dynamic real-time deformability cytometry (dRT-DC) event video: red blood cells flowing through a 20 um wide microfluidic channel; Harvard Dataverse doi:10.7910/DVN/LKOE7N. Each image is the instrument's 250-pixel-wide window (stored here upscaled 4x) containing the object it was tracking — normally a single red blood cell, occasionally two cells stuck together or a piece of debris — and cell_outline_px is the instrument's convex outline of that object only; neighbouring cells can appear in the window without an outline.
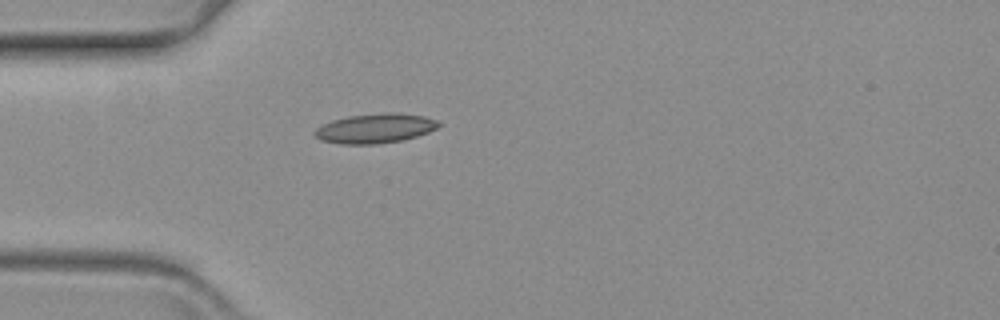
{"species": "common noctule bat (a hibernating species)", "species_latin": "Nyctalus noctula", "temperature_condition": "warm", "stored_images_in_passage": 10, "camera_frame_rate_fps": 3000, "um_per_image_px": 0.085, "animal": {"sex": "female", "body_mass_g": 19.3, "forearm_length_mm": 54.1}, "frame": {"image": 1, "passage_image": 1, "time_ms": 0.0, "image_size_px": [1000, 320], "cell_outline_px": [[440, 124], [436, 128], [428, 132], [404, 140], [380, 144], [340, 144], [320, 140], [312, 132], [316, 128], [332, 120], [348, 116], [384, 112], [396, 112], [424, 116], [436, 120]], "centroid_in_image_um": [31.87, 10.91], "position_along_channel_um": 53.1, "area_um2": 21.44}}
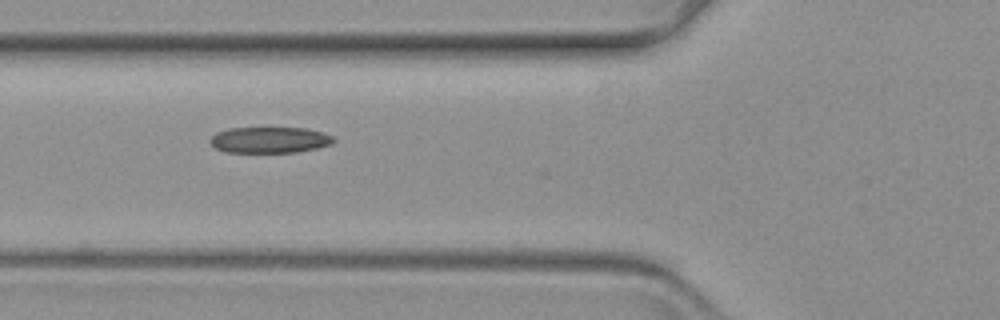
{"frame": {"image": 2, "passage_image": 6, "time_ms": 1.667, "image_size_px": [1000, 320], "cell_outline_px": [[336, 140], [332, 144], [316, 148], [296, 152], [224, 152], [216, 148], [208, 140], [216, 132], [228, 128], [308, 128], [332, 136]], "centroid_in_image_um": [22.9, 11.89], "position_along_channel_um": 102.9, "area_um2": 18.73}}
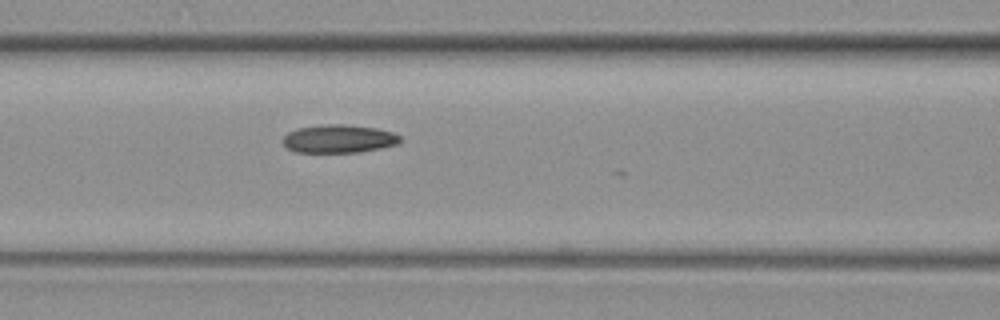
{"frame": {"image": 3, "passage_image": 9, "time_ms": 2.667, "image_size_px": [1000, 320], "cell_outline_px": [[404, 140], [396, 144], [380, 148], [356, 152], [296, 152], [288, 148], [284, 144], [284, 136], [288, 132], [296, 128], [320, 124], [344, 124], [376, 128], [392, 132], [400, 136]], "centroid_in_image_um": [28.8, 11.78], "position_along_channel_um": 137.8, "area_um2": 19.25}}